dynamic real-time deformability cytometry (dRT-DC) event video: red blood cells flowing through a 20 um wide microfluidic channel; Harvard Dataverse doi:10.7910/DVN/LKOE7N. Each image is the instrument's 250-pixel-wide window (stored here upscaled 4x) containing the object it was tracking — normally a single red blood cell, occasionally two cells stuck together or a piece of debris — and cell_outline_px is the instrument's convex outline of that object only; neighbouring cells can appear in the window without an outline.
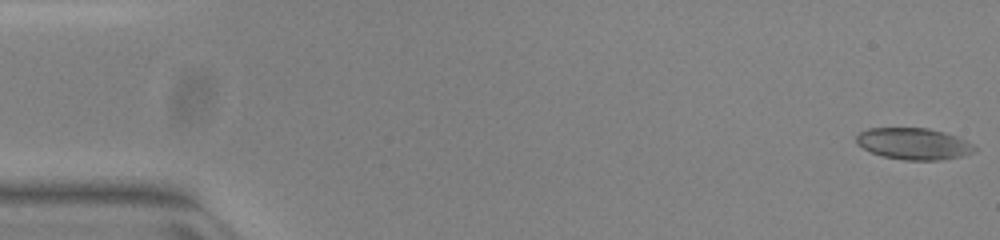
{"species": "common noctule bat (a hibernating species)", "species_latin": "Nyctalus noctula", "temperature_condition": "warm", "stored_images_in_passage": 52, "camera_frame_rate_fps": 3000, "um_per_image_px": 0.085, "animal": {"sex": "female", "body_mass_g": 23.0, "forearm_length_mm": 53.4}, "frame": {"image": 1, "passage_image": 1, "time_ms": 0.0, "image_size_px": [1000, 240], "cell_outline_px": [[976, 152], [960, 156], [940, 160], [904, 160], [884, 156], [872, 152], [856, 144], [856, 136], [860, 132], [868, 128], [928, 128], [944, 132], [956, 136], [972, 144], [976, 148]], "centroid_in_image_um": [77.66, 12.21], "position_along_channel_um": 7.3, "area_um2": 21.62}}
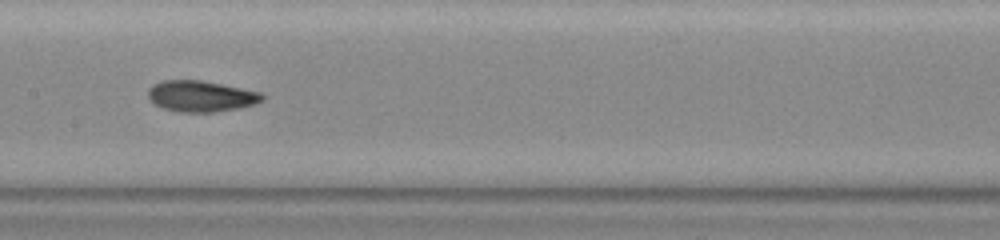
{"frame": {"image": 2, "passage_image": 26, "time_ms": 8.333, "image_size_px": [1000, 240], "cell_outline_px": [[264, 100], [252, 104], [236, 108], [212, 112], [180, 112], [164, 108], [156, 104], [148, 96], [148, 88], [152, 84], [164, 80], [200, 80], [260, 92], [264, 96]], "centroid_in_image_um": [17.05, 8.17], "position_along_channel_um": 190.4, "area_um2": 20.29}}
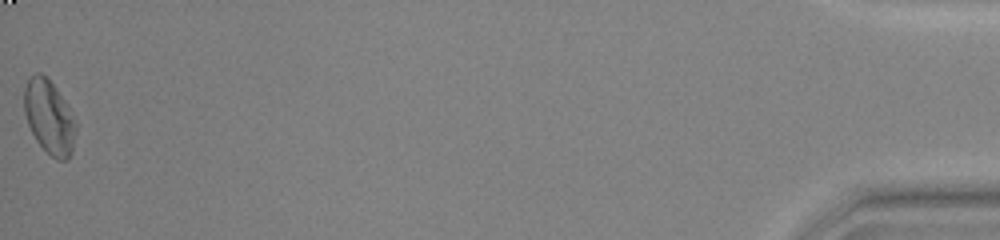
{"frame": {"image": 3, "passage_image": 52, "time_ms": 17.0, "image_size_px": [1000, 240], "cell_outline_px": [[76, 128], [72, 152], [68, 160], [56, 160], [36, 140], [28, 124], [24, 112], [24, 88], [28, 80], [36, 72], [40, 72], [56, 88], [64, 100], [76, 124]], "centroid_in_image_um": [4.18, 9.97], "position_along_channel_um": 431.0, "area_um2": 21.85}, "authors_computed_cell_mechanics": {"area_um2": 20.808, "velocity_mm_per_s": 3.9524, "shape_relaxation_time_tau1_ms": 7.0697, "shape_relaxation_time_tau2_ms": 2.8442, "deformation_change_tau1": 0.1655, "deformation_change_tau2": 0.0846}}